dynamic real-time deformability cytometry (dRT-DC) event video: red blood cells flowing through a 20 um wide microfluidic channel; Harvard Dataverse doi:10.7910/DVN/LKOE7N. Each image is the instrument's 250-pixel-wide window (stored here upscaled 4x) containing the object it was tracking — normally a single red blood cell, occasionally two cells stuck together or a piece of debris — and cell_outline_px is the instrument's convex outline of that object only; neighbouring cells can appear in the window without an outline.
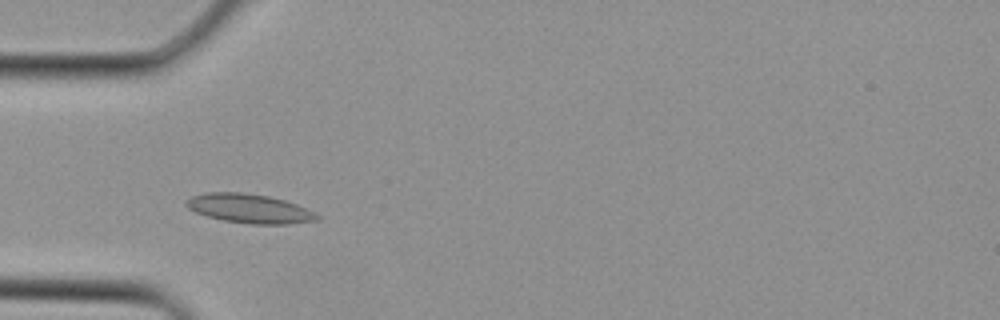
{"species": "Egyptian fruit bat (a non-hibernating species)", "species_latin": "Rousettus aegyptiacus", "temperature_condition": "cold", "stored_images_in_passage": 3, "camera_frame_rate_fps": 3000, "um_per_image_px": 0.085, "animal": {"sex": "female"}, "frame": {"image": 1, "passage_image": 3, "time_ms": 0.667, "image_size_px": [1000, 320], "cell_outline_px": [[320, 220], [288, 224], [252, 224], [224, 220], [208, 216], [196, 212], [188, 208], [184, 204], [184, 200], [192, 196], [208, 192], [244, 192], [268, 196], [284, 200], [296, 204], [320, 216]], "centroid_in_image_um": [21.17, 17.72], "position_along_channel_um": 63.8, "area_um2": 22.08}}